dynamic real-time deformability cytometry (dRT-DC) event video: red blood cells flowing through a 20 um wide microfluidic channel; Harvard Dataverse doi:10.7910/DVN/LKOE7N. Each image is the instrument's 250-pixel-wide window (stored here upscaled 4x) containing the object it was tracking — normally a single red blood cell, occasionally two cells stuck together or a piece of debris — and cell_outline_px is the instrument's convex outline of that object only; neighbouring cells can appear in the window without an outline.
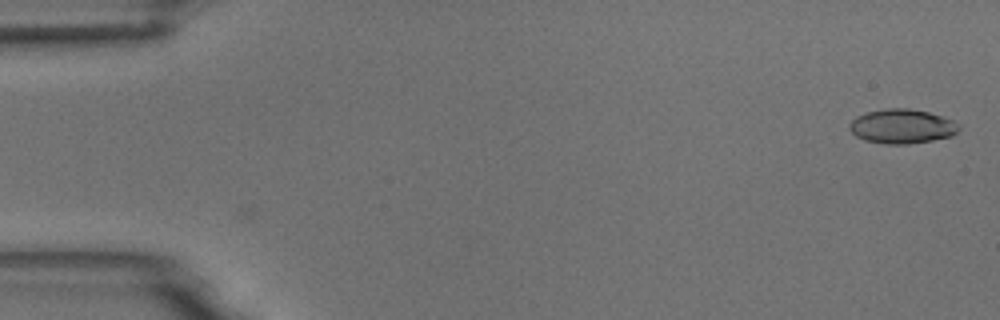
{"species": "common noctule bat (a hibernating species)", "species_latin": "Nyctalus noctula", "temperature_condition": "room temperature", "stored_images_in_passage": 5, "camera_frame_rate_fps": 3000, "um_per_image_px": 0.085, "animal": {"sex": "male", "body_mass_g": 18.8}, "frame": {"image": 1, "passage_image": 1, "time_ms": 0.0, "image_size_px": [1000, 320], "cell_outline_px": [[960, 128], [952, 136], [932, 140], [908, 144], [884, 144], [864, 140], [856, 136], [848, 128], [848, 124], [856, 116], [864, 112], [888, 108], [908, 108], [928, 112], [944, 116], [960, 124]], "centroid_in_image_um": [76.65, 10.73], "position_along_channel_um": 8.3, "area_um2": 22.14}}
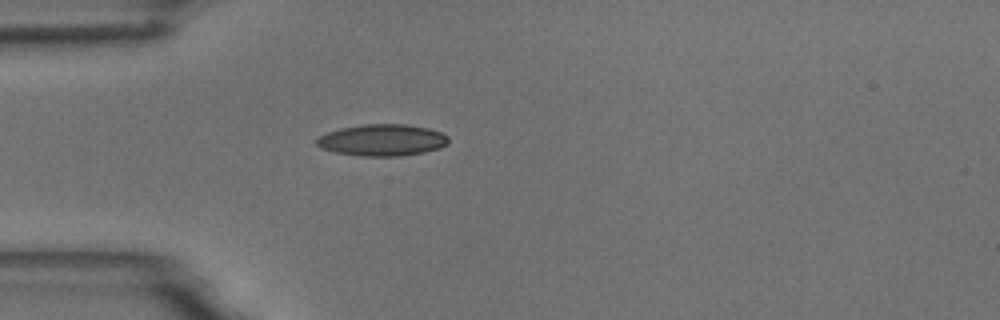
{"frame": {"image": 2, "passage_image": 5, "time_ms": 4.667, "image_size_px": [1000, 320], "cell_outline_px": [[448, 144], [440, 148], [424, 152], [400, 156], [360, 156], [336, 152], [324, 148], [316, 144], [316, 140], [320, 136], [328, 132], [340, 128], [364, 124], [408, 124], [428, 128], [440, 132], [448, 136]], "centroid_in_image_um": [32.52, 11.9], "position_along_channel_um": 52.5, "area_um2": 24.22}}